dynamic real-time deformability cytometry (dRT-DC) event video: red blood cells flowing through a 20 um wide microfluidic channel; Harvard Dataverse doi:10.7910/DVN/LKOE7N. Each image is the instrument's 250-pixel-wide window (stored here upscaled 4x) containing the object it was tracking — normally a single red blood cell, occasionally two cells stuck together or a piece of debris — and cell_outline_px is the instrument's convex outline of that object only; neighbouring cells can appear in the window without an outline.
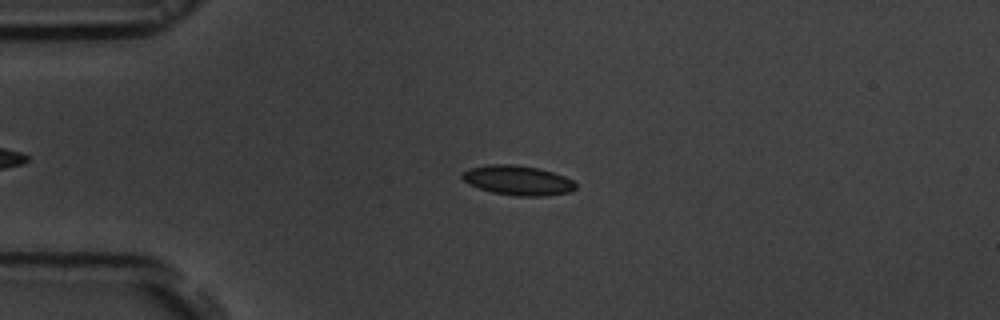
{"species": "common noctule bat (a hibernating species)", "species_latin": "Nyctalus noctula", "temperature_condition": "room temperature", "stored_images_in_passage": 50, "camera_frame_rate_fps": 3000, "um_per_image_px": 0.085, "animal": {"sex": "male", "body_mass_g": 19.5, "forearm_length_mm": 54.6}, "frame": {"image": 1, "passage_image": 13, "time_ms": 4.0, "image_size_px": [1000, 320], "cell_outline_px": [[576, 188], [572, 192], [544, 196], [516, 196], [492, 192], [468, 184], [460, 176], [468, 168], [488, 164], [512, 164], [536, 168], [552, 172], [564, 176], [572, 180], [576, 184]], "centroid_in_image_um": [44.01, 15.33], "position_along_channel_um": 41.0, "area_um2": 19.59}}
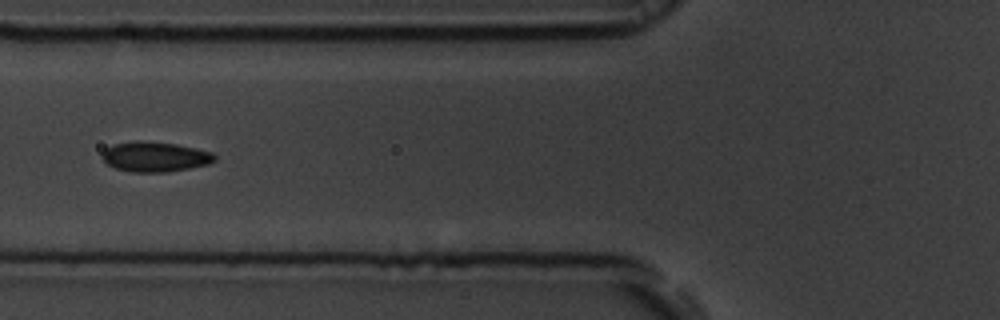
{"frame": {"image": 2, "passage_image": 21, "time_ms": 6.667, "image_size_px": [1000, 320], "cell_outline_px": [[216, 160], [208, 164], [168, 172], [132, 172], [116, 168], [108, 164], [104, 160], [104, 148], [116, 144], [176, 144], [196, 148], [212, 152], [216, 156]], "centroid_in_image_um": [13.26, 13.38], "position_along_channel_um": 112.5, "area_um2": 18.61}}
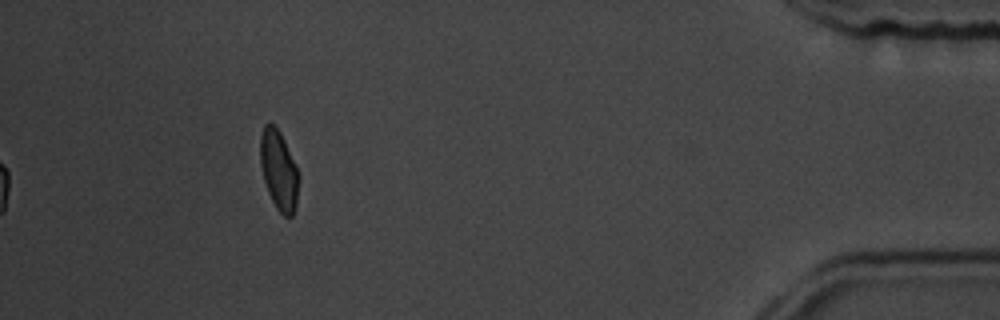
{"frame": {"image": 3, "passage_image": 50, "time_ms": 16.333, "image_size_px": [1000, 320], "cell_outline_px": [[300, 176], [296, 208], [292, 216], [284, 216], [276, 208], [268, 192], [264, 180], [260, 164], [260, 136], [264, 124], [272, 124], [280, 132], [284, 140]], "centroid_in_image_um": [23.7, 14.5], "position_along_channel_um": 411.5, "area_um2": 17.8}, "authors_computed_cell_mechanics": {"area_um2": 18.8139, "velocity_mm_per_s": 3.7132, "shape_relaxation_time_tau1_ms": 4.4791, "shape_relaxation_time_tau2_ms": 2.0205, "deformation_change_tau1": 0.1134, "deformation_change_tau2": 0.065}}